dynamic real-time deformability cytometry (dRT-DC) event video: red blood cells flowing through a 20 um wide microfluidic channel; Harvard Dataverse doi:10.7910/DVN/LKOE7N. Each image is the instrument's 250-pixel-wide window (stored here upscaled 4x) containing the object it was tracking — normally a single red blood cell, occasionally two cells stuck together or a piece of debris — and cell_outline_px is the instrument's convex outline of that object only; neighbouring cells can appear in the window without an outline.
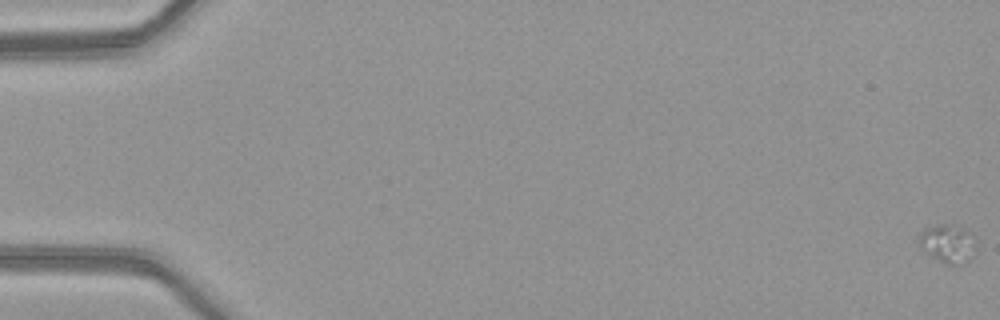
{"species": "common noctule bat (a hibernating species)", "species_latin": "Nyctalus noctula", "temperature_condition": "warm", "stored_images_in_passage": 6, "camera_frame_rate_fps": 3000, "um_per_image_px": 0.085, "animal": {"sex": "female", "body_mass_g": 21.9}, "frame": {"image": 1, "passage_image": 1, "time_ms": 0.0, "image_size_px": [1000, 320], "cell_outline_px": [[972, 256], [968, 260], [960, 264], [944, 264], [924, 252], [920, 248], [920, 236], [924, 228], [940, 224], [960, 224], [968, 236]], "centroid_in_image_um": [80.44, 20.7], "position_along_channel_um": 4.6, "area_um2": 12.02}}